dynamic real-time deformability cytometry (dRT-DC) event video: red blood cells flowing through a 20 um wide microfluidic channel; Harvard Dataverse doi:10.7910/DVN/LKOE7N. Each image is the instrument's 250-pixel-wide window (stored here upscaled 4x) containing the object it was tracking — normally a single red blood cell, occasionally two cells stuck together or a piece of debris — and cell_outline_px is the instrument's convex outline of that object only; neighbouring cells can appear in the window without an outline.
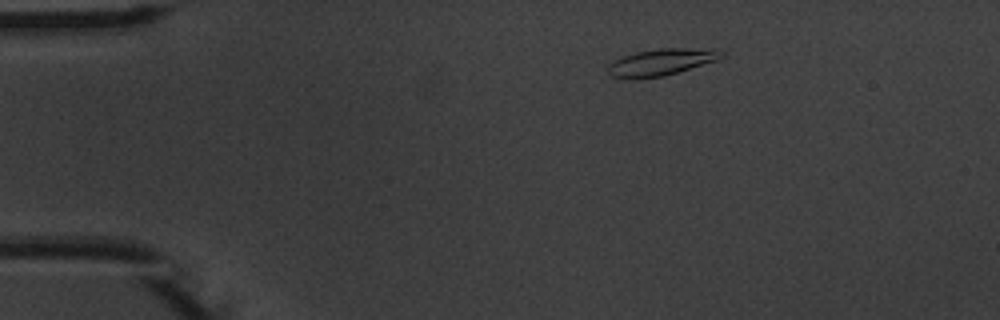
{"species": "common noctule bat (a hibernating species)", "species_latin": "Nyctalus noctula", "temperature_condition": "warm", "stored_images_in_passage": 3, "camera_frame_rate_fps": 3000, "um_per_image_px": 0.085, "animal": {"sex": "male", "body_mass_g": 20.1, "forearm_length_mm": 53.5}, "frame": {"image": 1, "passage_image": 2, "time_ms": 1.0, "image_size_px": [1000, 320], "cell_outline_px": [[724, 56], [716, 60], [664, 76], [608, 76], [608, 64], [612, 60], [636, 52], [660, 48], [716, 48], [724, 52]], "centroid_in_image_um": [56.27, 5.22], "position_along_channel_um": 28.7, "area_um2": 17.17}}